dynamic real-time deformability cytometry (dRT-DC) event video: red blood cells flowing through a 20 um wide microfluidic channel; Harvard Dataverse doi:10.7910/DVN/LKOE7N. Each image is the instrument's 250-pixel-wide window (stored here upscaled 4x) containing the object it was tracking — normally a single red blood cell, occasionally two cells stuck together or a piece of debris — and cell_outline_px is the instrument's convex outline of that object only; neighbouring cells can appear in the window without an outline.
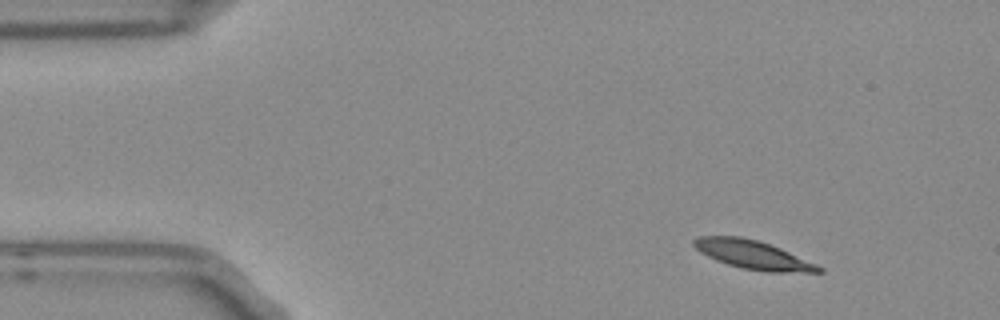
{"species": "Egyptian fruit bat (a non-hibernating species)", "species_latin": "Rousettus aegyptiacus", "temperature_condition": "room temperature", "stored_images_in_passage": 3, "camera_frame_rate_fps": 3000, "um_per_image_px": 0.085, "frame": {"image": 1, "passage_image": 1, "time_ms": 0.0, "image_size_px": [1000, 320], "cell_outline_px": [[824, 272], [764, 272], [740, 268], [716, 260], [700, 252], [692, 244], [692, 240], [700, 236], [740, 236], [756, 240], [780, 248], [816, 264], [824, 268]], "centroid_in_image_um": [63.99, 21.66], "position_along_channel_um": 21.0, "area_um2": 20.69}}